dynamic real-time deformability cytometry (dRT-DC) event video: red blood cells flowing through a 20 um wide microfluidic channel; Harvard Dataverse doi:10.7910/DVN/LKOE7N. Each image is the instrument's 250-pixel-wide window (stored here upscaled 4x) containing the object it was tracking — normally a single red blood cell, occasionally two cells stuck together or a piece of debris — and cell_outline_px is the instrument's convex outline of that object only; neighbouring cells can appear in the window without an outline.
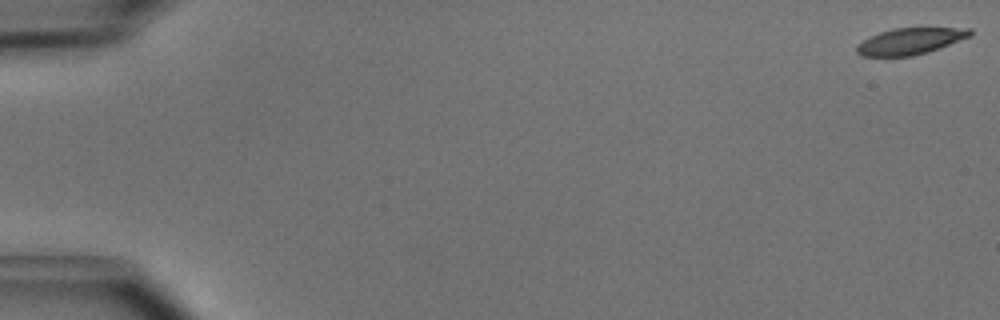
{"species": "common noctule bat (a hibernating species)", "species_latin": "Nyctalus noctula", "temperature_condition": "cold", "stored_images_in_passage": 12, "segment_of_instrument_passage": [1, 2], "camera_frame_rate_fps": 3000, "um_per_image_px": 0.085, "animal": {"sex": "male", "body_mass_g": 15.6}, "frame": {"image": 1, "passage_image": 1, "time_ms": 0.0, "image_size_px": [1000, 320], "cell_outline_px": [[972, 36], [928, 52], [912, 56], [860, 56], [856, 52], [856, 44], [880, 32], [892, 28], [972, 28]], "centroid_in_image_um": [77.37, 3.5], "position_along_channel_um": 7.6, "area_um2": 17.46}}